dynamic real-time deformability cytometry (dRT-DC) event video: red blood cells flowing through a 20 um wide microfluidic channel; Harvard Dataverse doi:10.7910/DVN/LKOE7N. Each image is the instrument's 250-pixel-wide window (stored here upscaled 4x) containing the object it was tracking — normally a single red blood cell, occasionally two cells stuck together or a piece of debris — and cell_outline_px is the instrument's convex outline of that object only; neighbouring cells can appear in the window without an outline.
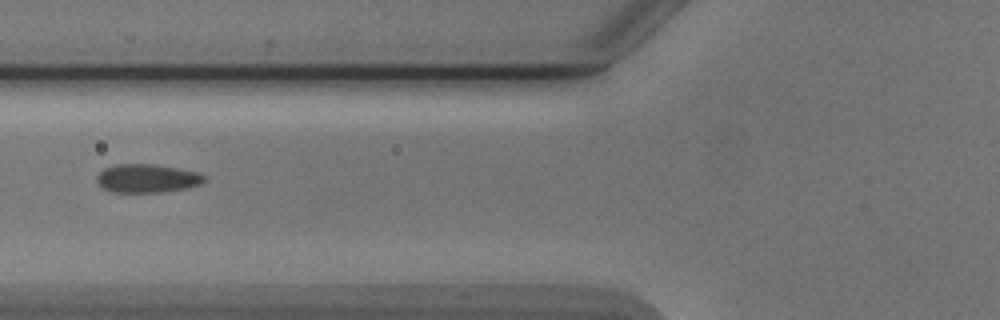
{"species": "Egyptian fruit bat (a non-hibernating species)", "species_latin": "Rousettus aegyptiacus", "temperature_condition": "cold", "stored_images_in_passage": 6, "segment_of_instrument_passage": [2, 2], "camera_frame_rate_fps": 3000, "um_per_image_px": 0.085, "animal": {"sex": "male"}, "frame": {"image": 1, "passage_image": 6, "time_ms": 6.667, "image_size_px": [1000, 320], "cell_outline_px": [[208, 180], [200, 184], [184, 188], [160, 192], [112, 192], [104, 188], [96, 180], [96, 176], [104, 168], [116, 164], [156, 164], [200, 172]], "centroid_in_image_um": [12.52, 15.15], "position_along_channel_um": 113.3, "area_um2": 17.86}}